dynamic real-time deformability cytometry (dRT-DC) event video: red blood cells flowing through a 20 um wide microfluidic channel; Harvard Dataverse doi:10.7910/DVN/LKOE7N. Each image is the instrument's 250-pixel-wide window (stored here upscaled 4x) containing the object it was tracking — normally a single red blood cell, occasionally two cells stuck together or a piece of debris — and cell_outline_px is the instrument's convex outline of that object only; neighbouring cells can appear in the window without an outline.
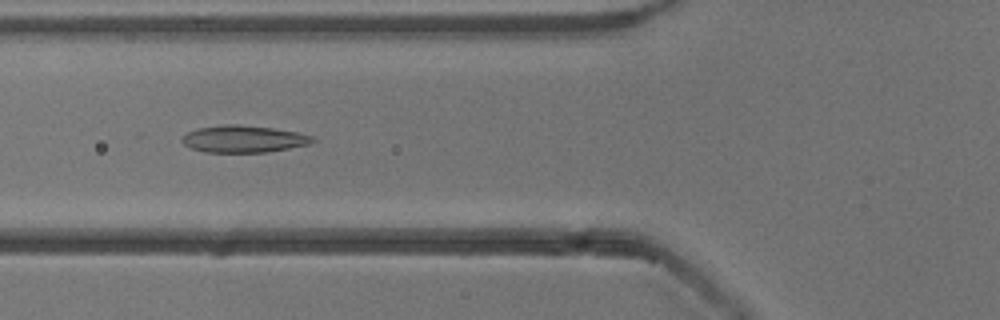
{"species": "common noctule bat (a hibernating species)", "species_latin": "Nyctalus noctula", "temperature_condition": "cold", "stored_images_in_passage": 24, "camera_frame_rate_fps": 3000, "um_per_image_px": 0.085, "animal": {"sex": "male", "body_mass_g": 13.3}, "frame": {"image": 1, "passage_image": 6, "time_ms": 1.667, "image_size_px": [1000, 320], "cell_outline_px": [[316, 140], [308, 144], [268, 152], [204, 152], [192, 148], [184, 144], [184, 136], [188, 132], [196, 128], [220, 124], [240, 124], [272, 128], [296, 132], [312, 136]], "centroid_in_image_um": [20.7, 11.8], "position_along_channel_um": 105.1, "area_um2": 20.4}}
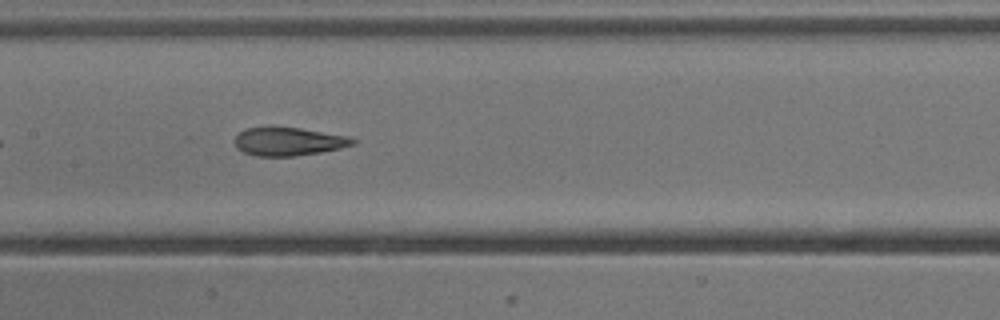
{"frame": {"image": 2, "passage_image": 12, "time_ms": 3.667, "image_size_px": [1000, 320], "cell_outline_px": [[356, 144], [340, 148], [320, 152], [296, 156], [256, 156], [244, 152], [236, 148], [236, 136], [244, 128], [272, 124], [300, 128], [348, 136], [356, 140]], "centroid_in_image_um": [24.49, 11.99], "position_along_channel_um": 182.9, "area_um2": 20.0}}
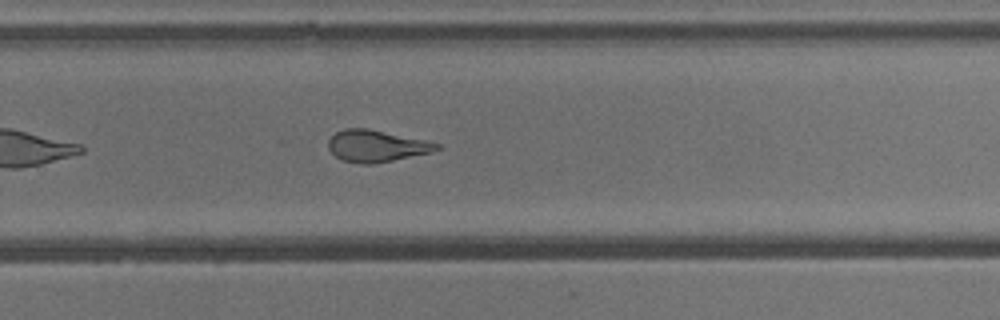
{"frame": {"image": 3, "passage_image": 21, "time_ms": 6.667, "image_size_px": [1000, 320], "cell_outline_px": [[440, 148], [432, 152], [372, 164], [364, 164], [340, 160], [328, 148], [328, 140], [336, 132], [344, 128], [368, 128], [424, 140], [440, 144]], "centroid_in_image_um": [31.96, 12.4], "position_along_channel_um": 297.8, "area_um2": 19.88}}